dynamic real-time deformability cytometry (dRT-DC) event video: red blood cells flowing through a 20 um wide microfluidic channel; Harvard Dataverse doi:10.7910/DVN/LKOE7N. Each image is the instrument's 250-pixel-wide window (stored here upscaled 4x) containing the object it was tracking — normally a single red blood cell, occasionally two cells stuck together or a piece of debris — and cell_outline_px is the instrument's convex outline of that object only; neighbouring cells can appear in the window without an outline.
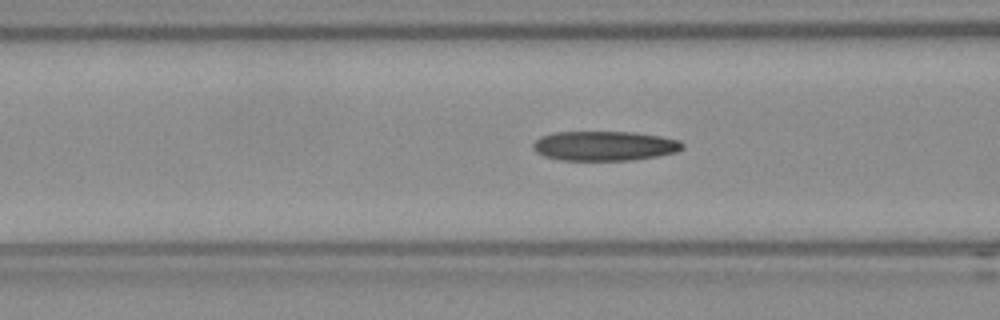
{"species": "Egyptian fruit bat (a non-hibernating species)", "species_latin": "Rousettus aegyptiacus", "temperature_condition": "room temperature", "stored_images_in_passage": 30, "camera_frame_rate_fps": 3000, "um_per_image_px": 0.085, "frame": {"image": 1, "passage_image": 9, "time_ms": 2.667, "image_size_px": [1000, 320], "cell_outline_px": [[684, 148], [676, 152], [656, 156], [628, 160], [560, 160], [544, 156], [536, 152], [532, 148], [532, 144], [540, 136], [552, 132], [636, 132], [660, 136], [680, 140], [684, 144]], "centroid_in_image_um": [51.36, 12.39], "position_along_channel_um": 115.2, "area_um2": 25.89}}